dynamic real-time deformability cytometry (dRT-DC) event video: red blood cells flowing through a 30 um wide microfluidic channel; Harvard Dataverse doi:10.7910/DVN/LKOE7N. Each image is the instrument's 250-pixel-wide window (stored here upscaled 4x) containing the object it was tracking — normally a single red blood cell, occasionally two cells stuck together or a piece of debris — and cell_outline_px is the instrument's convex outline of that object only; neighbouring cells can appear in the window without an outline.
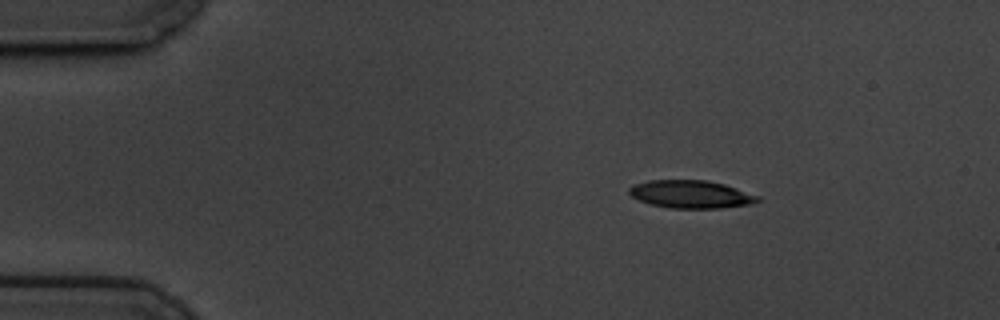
{"species": "common noctule bat (a hibernating species)", "species_latin": "Nyctalus noctula", "temperature_condition": "cold", "stored_images_in_passage": 7, "camera_frame_rate_fps": 3000, "um_per_image_px": 0.085, "animal": {"sex": "male", "body_mass_g": 19.5, "forearm_length_mm": 54.6}, "frame": {"image": 1, "passage_image": 2, "time_ms": 0.333, "image_size_px": [1000, 320], "cell_outline_px": [[760, 200], [752, 204], [720, 208], [672, 208], [652, 204], [640, 200], [632, 196], [628, 192], [628, 188], [632, 184], [648, 180], [708, 180], [724, 184], [760, 196]], "centroid_in_image_um": [58.73, 16.5], "position_along_channel_um": 26.3, "area_um2": 20.87}}
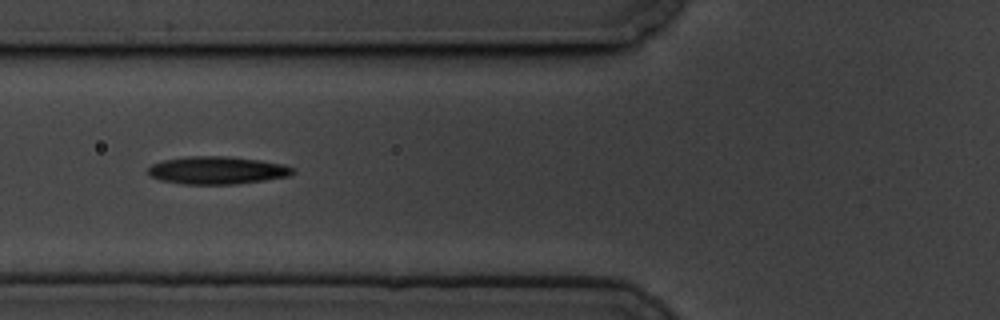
{"frame": {"image": 2, "passage_image": 6, "time_ms": 1.667, "image_size_px": [1000, 320], "cell_outline_px": [[296, 172], [288, 176], [264, 180], [236, 184], [184, 184], [160, 180], [148, 176], [148, 168], [152, 164], [164, 160], [188, 156], [228, 156], [260, 160], [284, 164], [296, 168]], "centroid_in_image_um": [18.47, 14.47], "position_along_channel_um": 107.3, "area_um2": 23.52}}
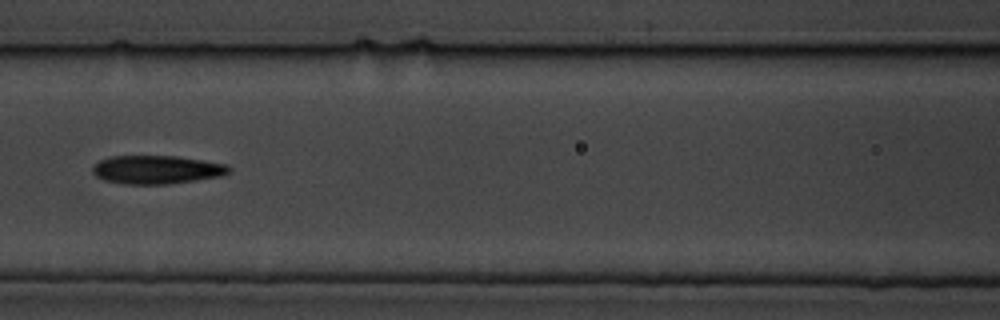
{"frame": {"image": 3, "passage_image": 7, "time_ms": 2.0, "image_size_px": [1000, 320], "cell_outline_px": [[232, 168], [228, 172], [220, 176], [196, 180], [168, 184], [124, 184], [104, 180], [96, 176], [92, 172], [92, 168], [100, 160], [112, 156], [176, 156], [204, 160], [228, 164]], "centroid_in_image_um": [13.33, 14.42], "position_along_channel_um": 153.3, "area_um2": 22.6}}